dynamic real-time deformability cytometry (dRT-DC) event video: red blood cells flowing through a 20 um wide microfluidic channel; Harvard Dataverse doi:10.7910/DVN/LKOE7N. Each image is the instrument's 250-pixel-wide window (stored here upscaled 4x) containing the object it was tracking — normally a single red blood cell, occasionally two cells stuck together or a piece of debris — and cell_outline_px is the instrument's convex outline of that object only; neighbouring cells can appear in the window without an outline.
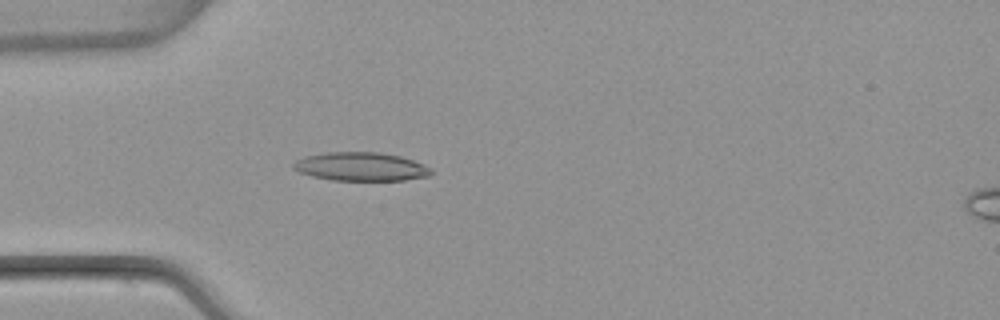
{"species": "common noctule bat (a hibernating species)", "species_latin": "Nyctalus noctula", "temperature_condition": "warm", "stored_images_in_passage": 51, "camera_frame_rate_fps": 3000, "um_per_image_px": 0.085, "animal": {"sex": "female", "body_mass_g": 22.7, "forearm_length_mm": 54.2}, "frame": {"image": 1, "passage_image": 15, "time_ms": 4.667, "image_size_px": [1000, 320], "cell_outline_px": [[432, 172], [428, 176], [404, 180], [332, 180], [312, 176], [300, 172], [292, 168], [292, 164], [296, 160], [304, 156], [328, 152], [380, 152], [400, 156], [424, 164]], "centroid_in_image_um": [30.64, 14.16], "position_along_channel_um": 54.4, "area_um2": 22.83}}
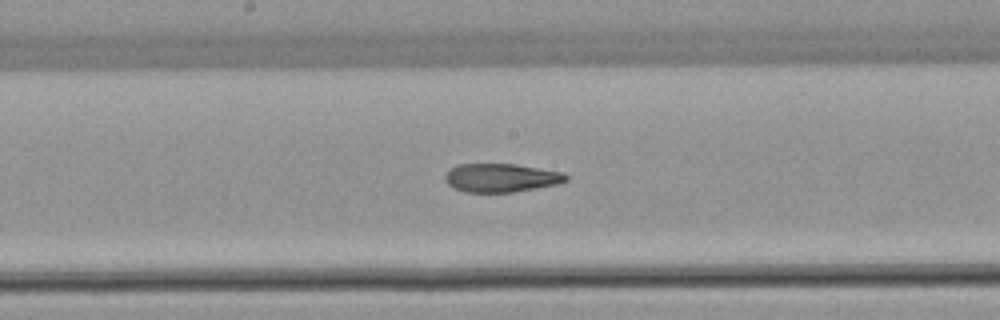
{"frame": {"image": 2, "passage_image": 27, "time_ms": 8.667, "image_size_px": [1000, 320], "cell_outline_px": [[568, 180], [556, 184], [512, 192], [464, 192], [448, 184], [444, 180], [444, 176], [448, 168], [456, 164], [516, 164], [564, 172], [568, 176]], "centroid_in_image_um": [42.56, 15.1], "position_along_channel_um": 205.6, "area_um2": 20.17}}
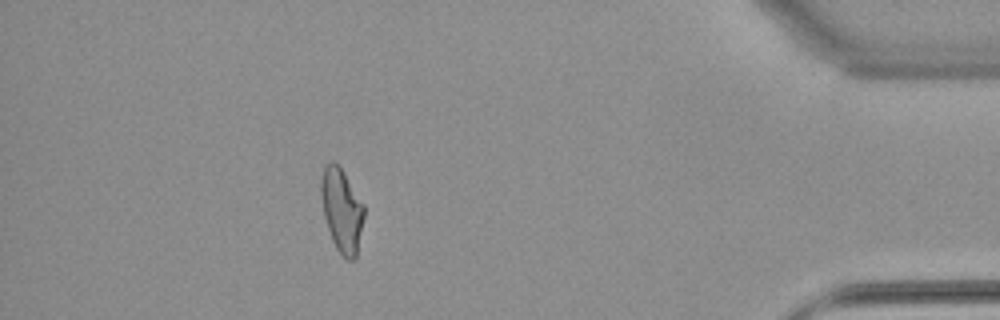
{"frame": {"image": 3, "passage_image": 46, "time_ms": 15.0, "image_size_px": [1000, 320], "cell_outline_px": [[364, 216], [356, 260], [348, 260], [336, 248], [332, 240], [324, 216], [320, 192], [320, 180], [324, 164], [332, 160], [340, 164], [364, 204]], "centroid_in_image_um": [29.04, 17.8], "position_along_channel_um": 406.2, "area_um2": 21.33}, "authors_computed_cell_mechanics": {"area_um2": 21.3282, "velocity_mm_per_s": 3.9635, "shape_relaxation_time_tau1_ms": null, "shape_relaxation_time_tau2_ms": 2.9454, "deformation_change_tau1": null, "deformation_change_tau2": 0.1192}}